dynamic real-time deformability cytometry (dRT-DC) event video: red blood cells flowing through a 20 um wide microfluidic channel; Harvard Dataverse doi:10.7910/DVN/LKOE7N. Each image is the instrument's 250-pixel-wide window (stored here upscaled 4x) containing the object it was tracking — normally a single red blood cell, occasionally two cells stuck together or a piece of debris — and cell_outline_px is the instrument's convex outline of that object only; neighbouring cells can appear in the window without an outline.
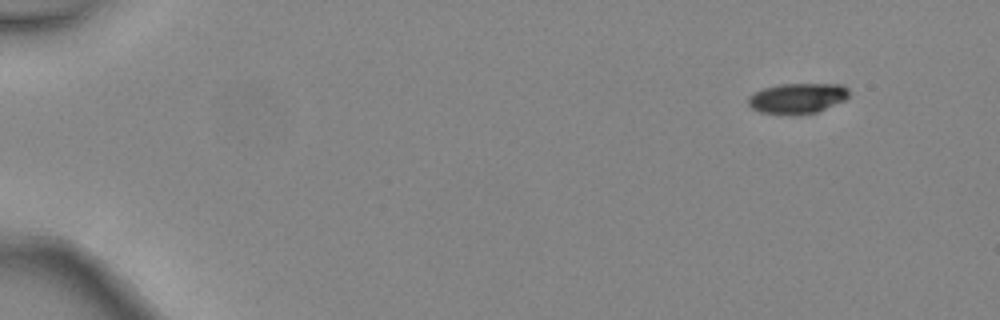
{"species": "common noctule bat (a hibernating species)", "species_latin": "Nyctalus noctula", "temperature_condition": "warm", "stored_images_in_passage": 4, "camera_frame_rate_fps": 3000, "um_per_image_px": 0.085, "animal": {"sex": "female", "body_mass_g": 24.6, "forearm_length_mm": 56.2}, "frame": {"image": 1, "passage_image": 1, "time_ms": 0.0, "image_size_px": [1000, 320], "cell_outline_px": [[848, 96], [844, 100], [816, 112], [796, 116], [788, 116], [760, 112], [752, 108], [748, 104], [748, 96], [764, 88], [780, 84], [840, 84], [848, 88]], "centroid_in_image_um": [67.75, 8.37], "position_along_channel_um": 17.3, "area_um2": 17.98}}